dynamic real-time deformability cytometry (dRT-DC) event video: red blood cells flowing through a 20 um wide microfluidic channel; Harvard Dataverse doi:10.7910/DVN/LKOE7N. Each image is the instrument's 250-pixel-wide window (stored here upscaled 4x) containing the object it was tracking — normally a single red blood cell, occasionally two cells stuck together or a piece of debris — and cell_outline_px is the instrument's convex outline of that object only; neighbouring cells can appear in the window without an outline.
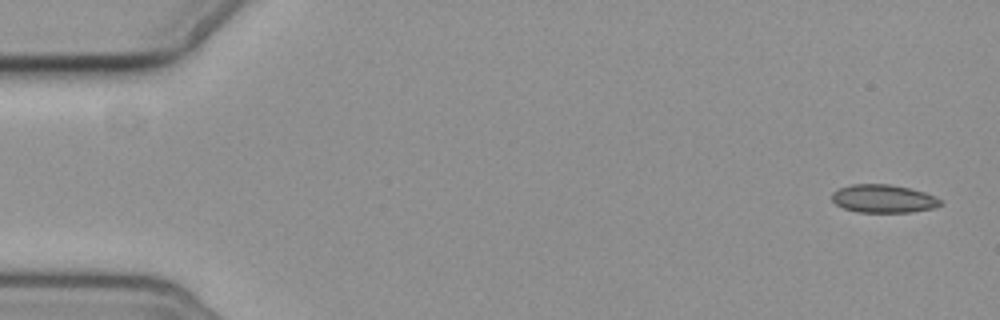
{"species": "common noctule bat (a hibernating species)", "species_latin": "Nyctalus noctula", "temperature_condition": "cold", "stored_images_in_passage": 5, "camera_frame_rate_fps": 3000, "um_per_image_px": 0.085, "animal": {"sex": "female", "body_mass_g": 19.3, "forearm_length_mm": 54.1}, "frame": {"image": 1, "passage_image": 1, "time_ms": 0.0, "image_size_px": [1000, 320], "cell_outline_px": [[940, 204], [932, 208], [912, 212], [856, 212], [844, 208], [836, 204], [832, 200], [832, 192], [840, 188], [852, 184], [888, 184], [908, 188], [924, 192], [940, 200]], "centroid_in_image_um": [75.03, 16.89], "position_along_channel_um": 10.0, "area_um2": 17.51}}
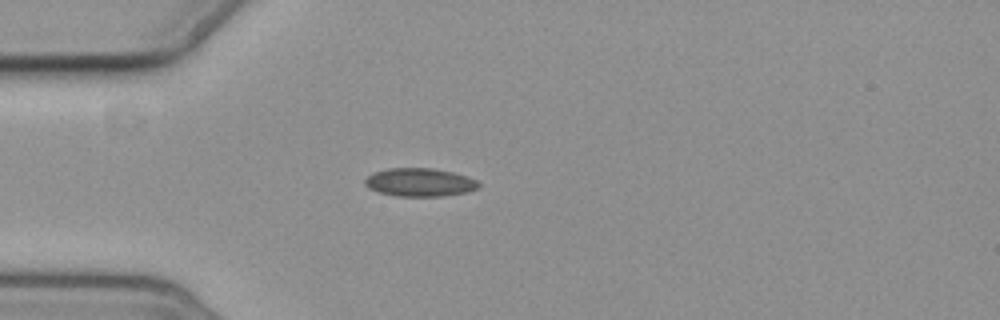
{"frame": {"image": 2, "passage_image": 5, "time_ms": 4.667, "image_size_px": [1000, 320], "cell_outline_px": [[480, 188], [468, 192], [440, 196], [396, 196], [380, 192], [368, 188], [364, 184], [364, 180], [372, 172], [388, 168], [432, 168], [452, 172], [468, 176], [476, 180], [480, 184]], "centroid_in_image_um": [35.68, 15.49], "position_along_channel_um": 49.3, "area_um2": 18.84}}